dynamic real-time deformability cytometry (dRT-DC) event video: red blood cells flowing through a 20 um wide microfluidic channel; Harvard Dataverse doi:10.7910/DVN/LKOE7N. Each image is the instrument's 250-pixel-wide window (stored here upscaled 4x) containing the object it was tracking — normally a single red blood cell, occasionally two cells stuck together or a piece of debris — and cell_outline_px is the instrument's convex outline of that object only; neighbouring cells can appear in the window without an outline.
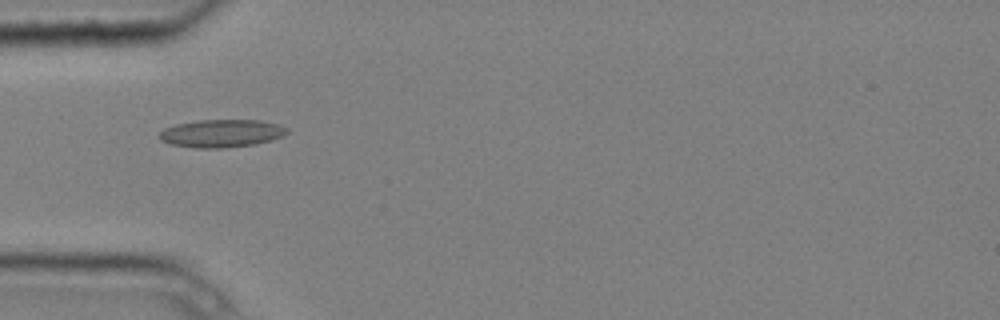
{"species": "common noctule bat (a hibernating species)", "species_latin": "Nyctalus noctula", "temperature_condition": "cold", "stored_images_in_passage": 7, "camera_frame_rate_fps": 3000, "um_per_image_px": 0.085, "animal": {"sex": "male", "body_mass_g": 20.4}, "frame": {"image": 1, "passage_image": 5, "time_ms": 1.333, "image_size_px": [1000, 320], "cell_outline_px": [[288, 132], [272, 140], [256, 144], [224, 148], [196, 148], [172, 144], [160, 140], [156, 136], [164, 128], [176, 124], [200, 120], [260, 120], [280, 124], [288, 128]], "centroid_in_image_um": [18.82, 11.33], "position_along_channel_um": 66.2, "area_um2": 20.81}}
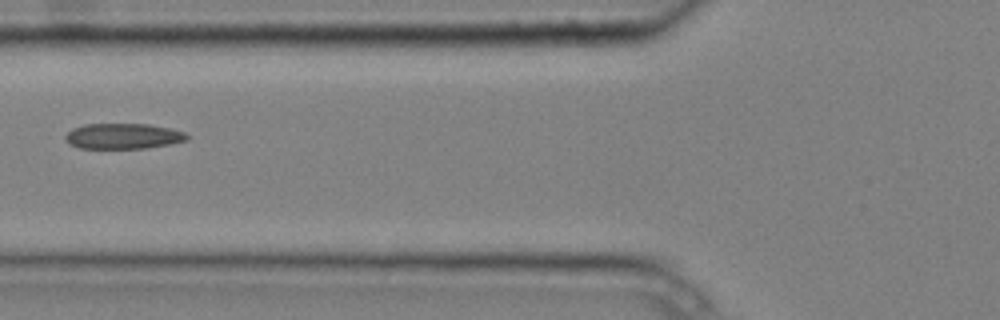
{"frame": {"image": 2, "passage_image": 6, "time_ms": 1.667, "image_size_px": [1000, 320], "cell_outline_px": [[188, 140], [172, 144], [148, 148], [80, 148], [72, 144], [64, 136], [72, 128], [84, 124], [148, 124], [168, 128], [184, 132], [188, 136]], "centroid_in_image_um": [10.5, 11.57], "position_along_channel_um": 115.3, "area_um2": 17.98}}
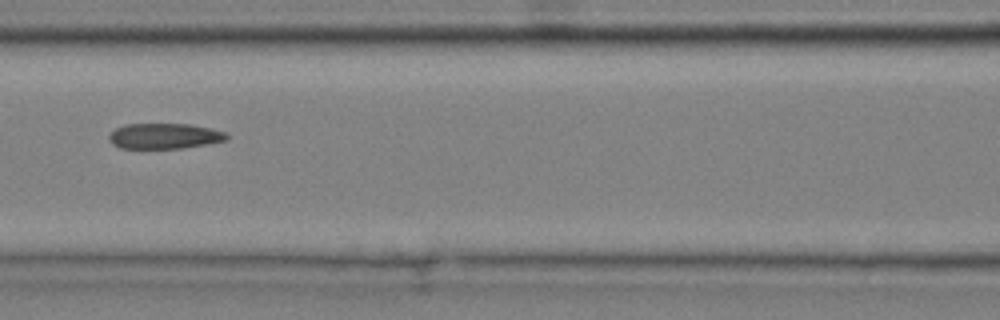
{"frame": {"image": 3, "passage_image": 7, "time_ms": 2.0, "image_size_px": [1000, 320], "cell_outline_px": [[228, 140], [184, 148], [120, 148], [112, 144], [108, 140], [108, 136], [116, 128], [128, 124], [192, 124], [212, 128], [224, 132], [228, 136]], "centroid_in_image_um": [13.98, 11.56], "position_along_channel_um": 152.6, "area_um2": 17.51}}